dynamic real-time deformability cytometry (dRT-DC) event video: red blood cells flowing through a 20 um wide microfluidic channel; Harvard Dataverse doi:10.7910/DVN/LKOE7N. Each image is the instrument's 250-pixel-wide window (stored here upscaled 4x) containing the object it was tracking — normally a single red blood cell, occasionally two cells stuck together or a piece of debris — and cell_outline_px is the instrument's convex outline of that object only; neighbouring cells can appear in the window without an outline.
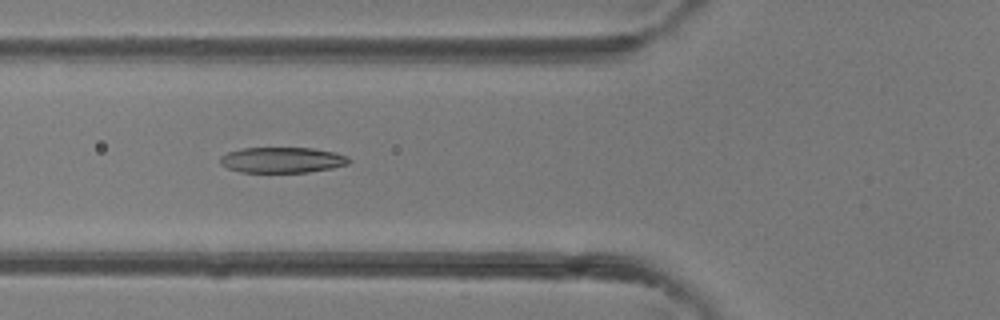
{"species": "common noctule bat (a hibernating species)", "species_latin": "Nyctalus noctula", "temperature_condition": "room temperature", "stored_images_in_passage": 42, "camera_frame_rate_fps": 3000, "um_per_image_px": 0.085, "animal": {"sex": "female"}, "frame": {"image": 1, "passage_image": 16, "time_ms": 5.0, "image_size_px": [1000, 320], "cell_outline_px": [[352, 160], [348, 164], [332, 168], [308, 172], [240, 172], [228, 168], [220, 164], [220, 156], [228, 152], [244, 148], [312, 148], [336, 152], [348, 156]], "centroid_in_image_um": [24.01, 13.6], "position_along_channel_um": 101.8, "area_um2": 19.31}}
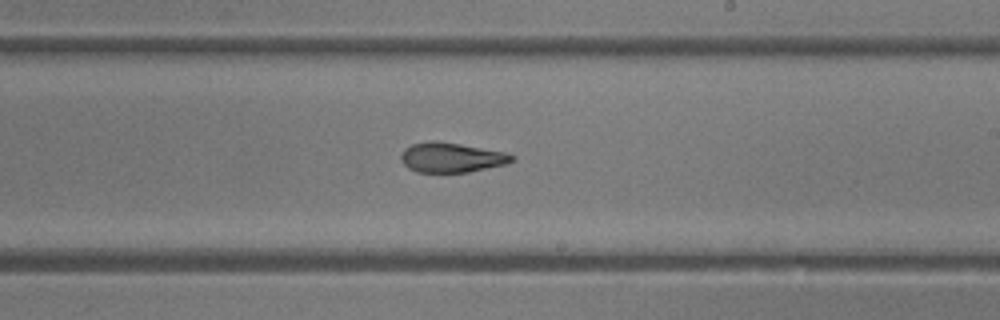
{"frame": {"image": 2, "passage_image": 25, "time_ms": 8.0, "image_size_px": [1000, 320], "cell_outline_px": [[516, 160], [508, 164], [468, 172], [416, 172], [408, 168], [400, 160], [400, 156], [404, 148], [412, 144], [428, 140], [436, 140], [460, 144], [504, 152], [516, 156]], "centroid_in_image_um": [38.37, 13.38], "position_along_channel_um": 250.6, "area_um2": 19.48}}
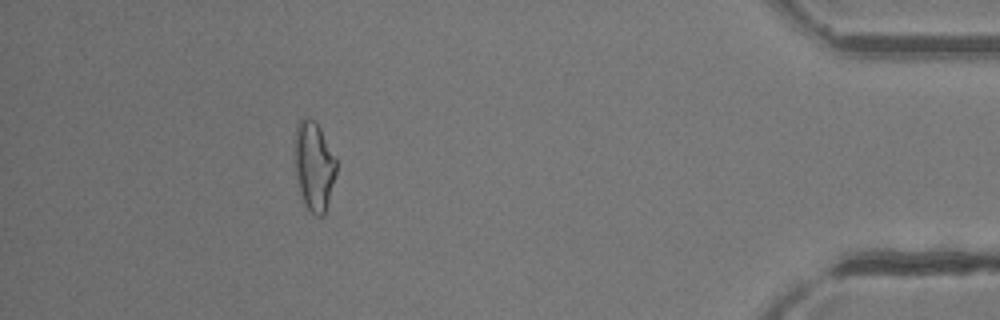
{"frame": {"image": 3, "passage_image": 38, "time_ms": 12.333, "image_size_px": [1000, 320], "cell_outline_px": [[336, 172], [324, 216], [316, 216], [304, 204], [300, 192], [296, 176], [296, 124], [304, 116], [308, 116], [320, 128], [336, 160]], "centroid_in_image_um": [26.69, 14.12], "position_along_channel_um": 408.5, "area_um2": 21.04}}